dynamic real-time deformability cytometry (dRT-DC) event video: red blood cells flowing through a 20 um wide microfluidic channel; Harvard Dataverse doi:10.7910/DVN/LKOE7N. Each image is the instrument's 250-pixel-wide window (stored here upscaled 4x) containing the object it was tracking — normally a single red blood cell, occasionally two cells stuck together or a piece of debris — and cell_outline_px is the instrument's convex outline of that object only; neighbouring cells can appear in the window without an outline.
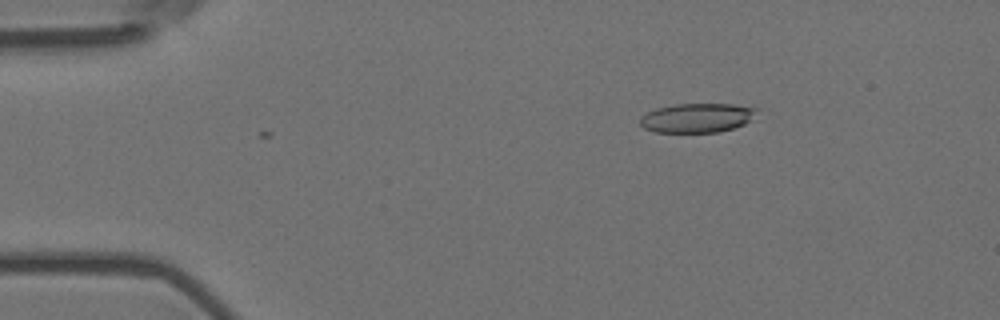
{"species": "Egyptian fruit bat (a non-hibernating species)", "species_latin": "Rousettus aegyptiacus", "temperature_condition": "room temperature", "stored_images_in_passage": 4, "camera_frame_rate_fps": 3000, "um_per_image_px": 0.085, "animal": {"sex": "female"}, "frame": {"image": 1, "passage_image": 4, "time_ms": 1.0, "image_size_px": [1000, 320], "cell_outline_px": [[760, 108], [744, 124], [720, 132], [656, 132], [644, 128], [640, 124], [640, 116], [656, 108], [676, 104], [732, 104]], "centroid_in_image_um": [59.22, 10.01], "position_along_channel_um": 25.8, "area_um2": 19.77}}